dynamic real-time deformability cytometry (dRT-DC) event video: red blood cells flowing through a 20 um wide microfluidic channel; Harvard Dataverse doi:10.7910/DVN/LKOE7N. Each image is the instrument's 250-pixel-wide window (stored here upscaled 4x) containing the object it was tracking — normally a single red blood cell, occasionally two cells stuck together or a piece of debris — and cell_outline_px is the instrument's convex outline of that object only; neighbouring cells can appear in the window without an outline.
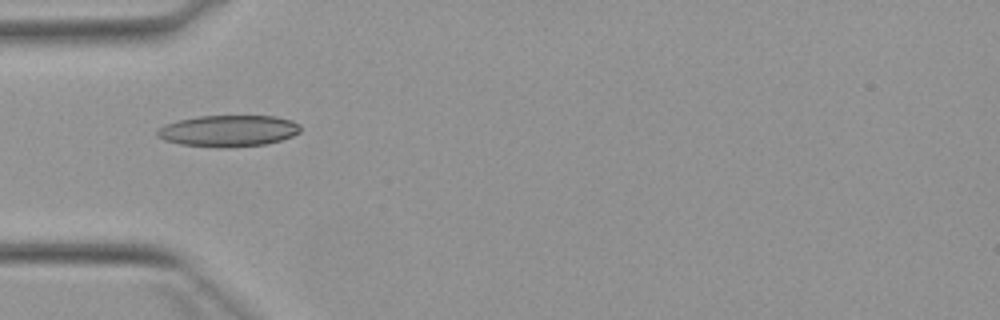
{"species": "Egyptian fruit bat (a non-hibernating species)", "species_latin": "Rousettus aegyptiacus", "temperature_condition": "warm", "stored_images_in_passage": 2, "camera_frame_rate_fps": 3000, "um_per_image_px": 0.085, "animal": {"sex": "female"}, "frame": {"image": 1, "passage_image": 1, "time_ms": 0.0, "image_size_px": [1000, 320], "cell_outline_px": [[300, 132], [292, 136], [280, 140], [264, 144], [232, 148], [216, 148], [180, 144], [164, 140], [156, 136], [156, 128], [164, 124], [196, 116], [276, 116], [292, 120], [300, 124]], "centroid_in_image_um": [19.38, 11.13], "position_along_channel_um": 65.6, "area_um2": 26.59}}
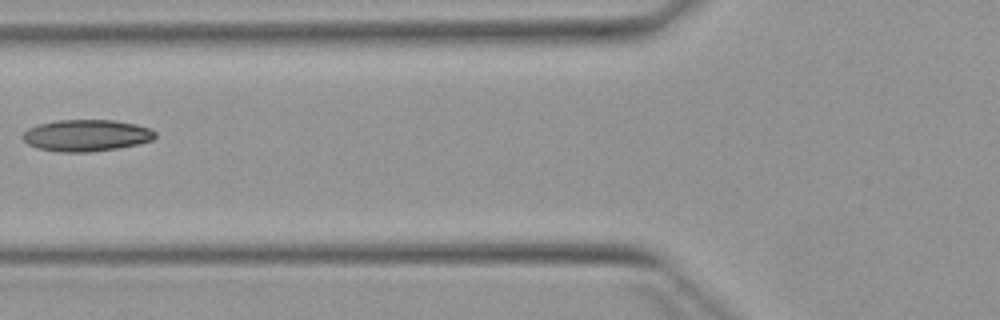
{"frame": {"image": 2, "passage_image": 2, "time_ms": 1.333, "image_size_px": [1000, 320], "cell_outline_px": [[156, 136], [152, 140], [140, 144], [116, 148], [88, 152], [60, 152], [36, 148], [28, 144], [20, 136], [28, 128], [36, 124], [56, 120], [116, 120], [136, 124], [152, 128], [156, 132]], "centroid_in_image_um": [7.34, 11.5], "position_along_channel_um": 118.5, "area_um2": 24.74}}